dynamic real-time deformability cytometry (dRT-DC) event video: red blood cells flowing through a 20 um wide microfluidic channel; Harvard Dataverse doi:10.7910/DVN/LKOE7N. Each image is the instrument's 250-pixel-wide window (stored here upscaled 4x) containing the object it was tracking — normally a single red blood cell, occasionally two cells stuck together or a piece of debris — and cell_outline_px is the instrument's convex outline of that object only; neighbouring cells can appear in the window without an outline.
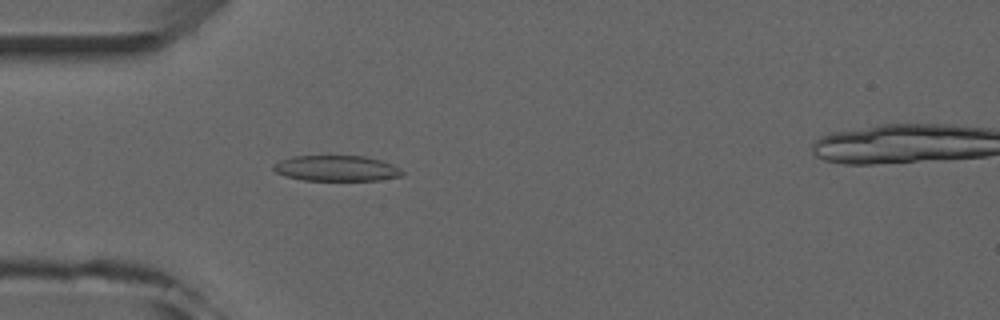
{"species": "common noctule bat (a hibernating species)", "species_latin": "Nyctalus noctula", "temperature_condition": "room temperature", "stored_images_in_passage": 5, "camera_frame_rate_fps": 3000, "um_per_image_px": 0.085, "animal": {"sex": "male", "forearm_length_mm": 52.5}, "frame": {"image": 1, "passage_image": 4, "time_ms": 3.667, "image_size_px": [1000, 320], "cell_outline_px": [[404, 172], [400, 176], [380, 180], [304, 180], [284, 176], [276, 172], [272, 168], [272, 164], [280, 160], [292, 156], [364, 156], [380, 160], [392, 164], [400, 168]], "centroid_in_image_um": [28.57, 14.3], "position_along_channel_um": 56.4, "area_um2": 19.25}}